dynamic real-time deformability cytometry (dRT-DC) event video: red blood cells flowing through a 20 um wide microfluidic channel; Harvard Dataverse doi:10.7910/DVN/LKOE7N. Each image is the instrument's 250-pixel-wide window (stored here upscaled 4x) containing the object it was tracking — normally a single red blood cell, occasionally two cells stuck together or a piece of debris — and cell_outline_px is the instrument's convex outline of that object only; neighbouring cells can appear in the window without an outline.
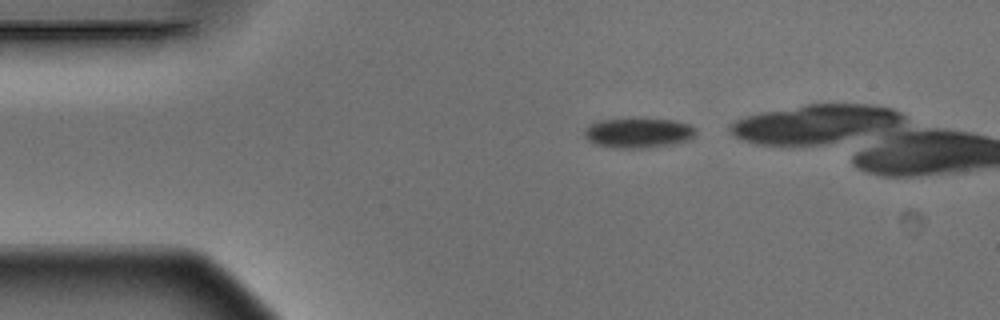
{"species": "Egyptian fruit bat (a non-hibernating species)", "species_latin": "Rousettus aegyptiacus", "temperature_condition": "warm", "stored_images_in_passage": 3, "camera_frame_rate_fps": 3000, "um_per_image_px": 0.085, "animal": {"sex": "male"}, "frame": {"image": 1, "passage_image": 1, "time_ms": 0.0, "image_size_px": [1000, 320], "cell_outline_px": [[696, 136], [688, 140], [672, 144], [644, 148], [616, 148], [596, 144], [588, 140], [584, 136], [584, 132], [588, 124], [604, 120], [672, 120], [692, 124], [696, 128]], "centroid_in_image_um": [54.29, 11.31], "position_along_channel_um": 30.7, "area_um2": 19.13}}